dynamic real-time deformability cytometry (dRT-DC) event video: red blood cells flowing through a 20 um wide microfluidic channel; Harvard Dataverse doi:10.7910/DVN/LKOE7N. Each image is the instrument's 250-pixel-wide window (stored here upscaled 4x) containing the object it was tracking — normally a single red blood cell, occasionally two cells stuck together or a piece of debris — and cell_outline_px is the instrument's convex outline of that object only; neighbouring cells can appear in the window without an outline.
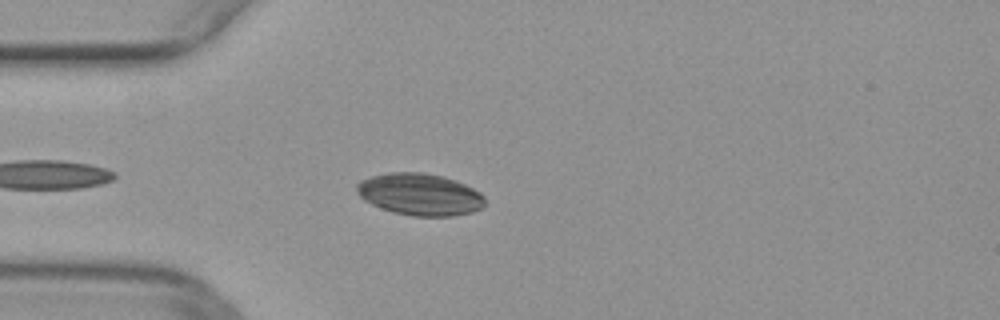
{"species": "common noctule bat (a hibernating species)", "species_latin": "Nyctalus noctula", "temperature_condition": "warm", "stored_images_in_passage": 38, "camera_frame_rate_fps": 3000, "um_per_image_px": 0.085, "animal": {"sex": "female", "body_mass_g": 29.2, "forearm_length_mm": 56.3}, "frame": {"image": 1, "passage_image": 4, "time_ms": 1.0, "image_size_px": [1000, 320], "cell_outline_px": [[484, 204], [480, 208], [472, 212], [452, 216], [412, 216], [392, 212], [380, 208], [364, 200], [356, 192], [356, 184], [360, 180], [372, 176], [388, 172], [424, 172], [444, 176], [456, 180], [480, 192], [484, 196]], "centroid_in_image_um": [35.66, 16.51], "position_along_channel_um": 49.3, "area_um2": 31.5}}
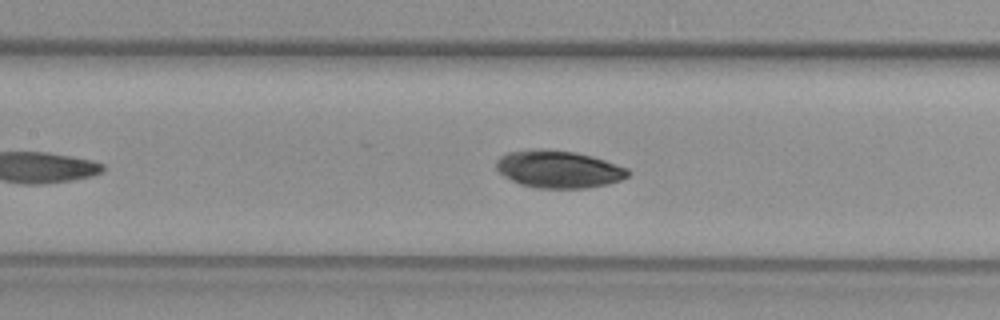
{"frame": {"image": 2, "passage_image": 13, "time_ms": 4.0, "image_size_px": [1000, 320], "cell_outline_px": [[632, 172], [628, 176], [620, 180], [608, 184], [588, 188], [536, 188], [520, 184], [504, 176], [496, 168], [496, 160], [500, 156], [508, 152], [532, 148], [544, 148], [576, 152], [592, 156], [628, 168]], "centroid_in_image_um": [47.48, 14.37], "position_along_channel_um": 159.9, "area_um2": 29.02}}
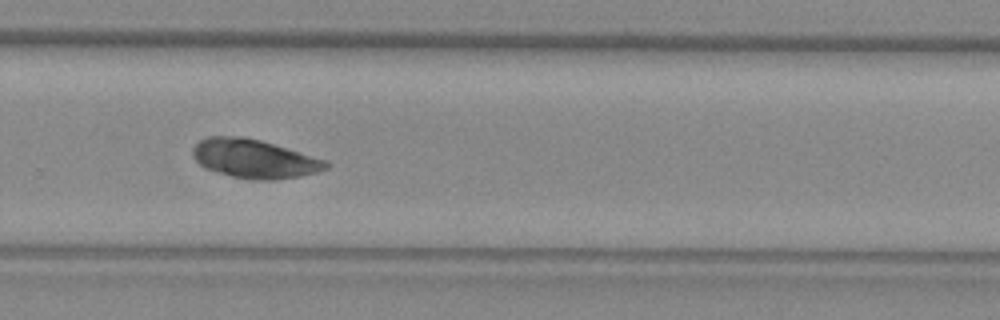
{"frame": {"image": 3, "passage_image": 24, "time_ms": 7.667, "image_size_px": [1000, 320], "cell_outline_px": [[332, 164], [328, 168], [316, 172], [300, 176], [276, 180], [252, 180], [232, 176], [204, 168], [192, 156], [192, 148], [200, 140], [208, 136], [244, 136], [260, 140], [328, 160]], "centroid_in_image_um": [21.63, 13.49], "position_along_channel_um": 308.2, "area_um2": 30.29}}